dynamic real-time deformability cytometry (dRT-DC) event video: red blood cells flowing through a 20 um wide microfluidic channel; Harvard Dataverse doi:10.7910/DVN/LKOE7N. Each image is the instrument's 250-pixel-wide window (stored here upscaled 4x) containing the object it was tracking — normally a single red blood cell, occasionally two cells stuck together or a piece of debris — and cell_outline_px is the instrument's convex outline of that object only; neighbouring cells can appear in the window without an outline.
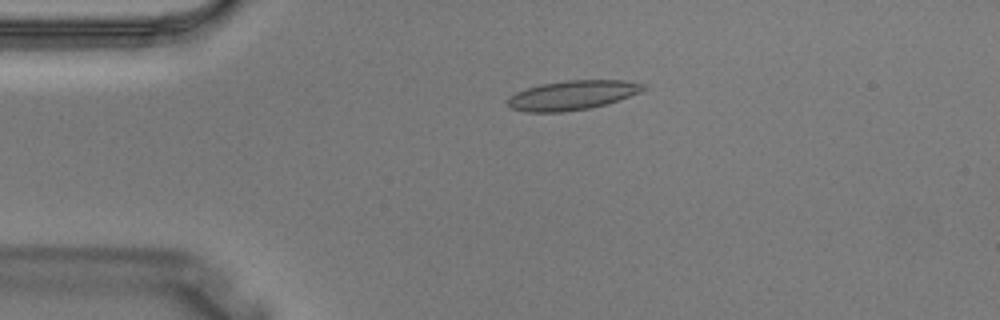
{"species": "Egyptian fruit bat (a non-hibernating species)", "species_latin": "Rousettus aegyptiacus", "temperature_condition": "warm", "stored_images_in_passage": 4, "camera_frame_rate_fps": 3000, "um_per_image_px": 0.085, "animal": {"sex": "male"}, "frame": {"image": 1, "passage_image": 4, "time_ms": 1.0, "image_size_px": [1000, 320], "cell_outline_px": [[644, 88], [640, 92], [608, 104], [588, 108], [564, 112], [524, 112], [512, 108], [508, 104], [508, 96], [516, 92], [540, 84], [568, 80], [624, 80], [644, 84]], "centroid_in_image_um": [48.63, 8.09], "position_along_channel_um": 36.4, "area_um2": 23.12}}